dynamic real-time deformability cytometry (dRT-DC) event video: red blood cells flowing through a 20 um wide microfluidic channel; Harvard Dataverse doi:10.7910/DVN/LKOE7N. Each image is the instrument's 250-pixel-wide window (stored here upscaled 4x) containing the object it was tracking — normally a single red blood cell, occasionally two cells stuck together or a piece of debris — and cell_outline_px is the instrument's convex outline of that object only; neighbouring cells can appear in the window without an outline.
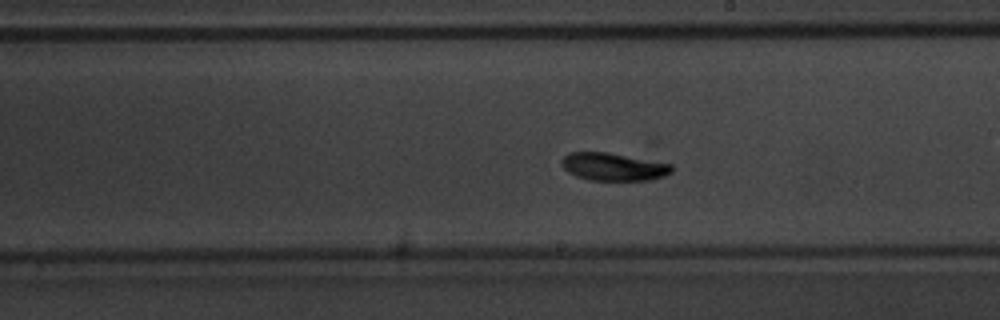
{"species": "common noctule bat (a hibernating species)", "species_latin": "Nyctalus noctula", "temperature_condition": "warm", "stored_images_in_passage": 52, "camera_frame_rate_fps": 3000, "um_per_image_px": 0.085, "animal": {"sex": "male", "body_mass_g": 20.1, "forearm_length_mm": 53.5}, "frame": {"image": 1, "passage_image": 30, "time_ms": 9.667, "image_size_px": [1000, 320], "cell_outline_px": [[672, 172], [664, 176], [648, 180], [588, 180], [576, 176], [568, 172], [560, 164], [560, 160], [568, 152], [608, 152], [672, 164]], "centroid_in_image_um": [52.1, 14.17], "position_along_channel_um": 236.9, "area_um2": 17.86}, "authors_computed_cell_mechanics": {"area_um2": 17.3689, "velocity_mm_per_s": 3.9846, "shape_relaxation_time_tau1_ms": 7.7543, "shape_relaxation_time_tau2_ms": 4.7531, "deformation_change_tau1": 0.3151, "deformation_change_tau2": 0.1001}}